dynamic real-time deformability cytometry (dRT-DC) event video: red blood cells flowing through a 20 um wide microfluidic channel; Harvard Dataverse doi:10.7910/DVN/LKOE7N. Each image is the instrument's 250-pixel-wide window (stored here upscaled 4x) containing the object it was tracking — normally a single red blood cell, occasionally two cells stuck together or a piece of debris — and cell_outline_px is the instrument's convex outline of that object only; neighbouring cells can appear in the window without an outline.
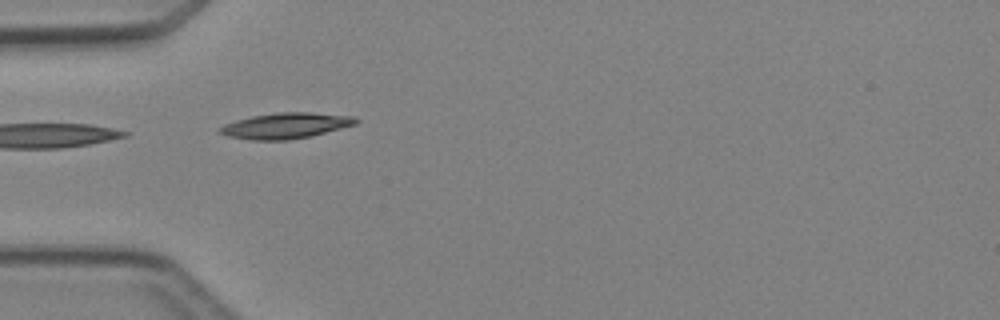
{"species": "Egyptian fruit bat (a non-hibernating species)", "species_latin": "Rousettus aegyptiacus", "temperature_condition": "cold", "stored_images_in_passage": 6, "camera_frame_rate_fps": 3000, "um_per_image_px": 0.085, "animal": {"sex": "female"}, "frame": {"image": 1, "passage_image": 4, "time_ms": 3.333, "image_size_px": [1000, 320], "cell_outline_px": [[360, 120], [356, 124], [312, 136], [288, 140], [252, 140], [228, 136], [220, 132], [220, 128], [224, 124], [236, 120], [252, 116], [276, 112], [312, 112], [356, 116]], "centroid_in_image_um": [24.34, 10.67], "position_along_channel_um": 60.7, "area_um2": 20.46}}
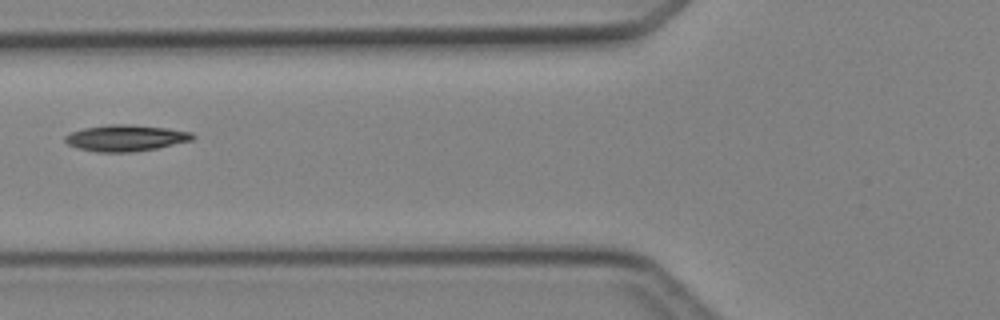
{"frame": {"image": 2, "passage_image": 5, "time_ms": 4.667, "image_size_px": [1000, 320], "cell_outline_px": [[196, 136], [192, 140], [156, 148], [132, 152], [96, 152], [76, 148], [68, 144], [64, 140], [64, 136], [72, 132], [84, 128], [108, 124], [128, 124], [168, 128], [192, 132]], "centroid_in_image_um": [10.67, 11.73], "position_along_channel_um": 115.1, "area_um2": 19.59}}
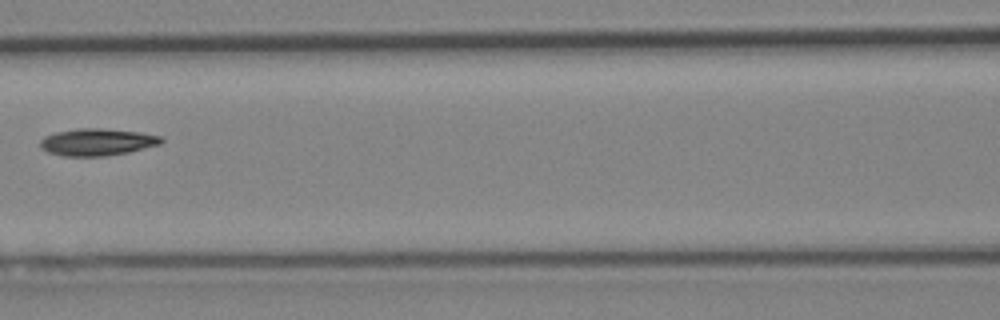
{"frame": {"image": 3, "passage_image": 6, "time_ms": 5.667, "image_size_px": [1000, 320], "cell_outline_px": [[164, 140], [160, 144], [128, 152], [104, 156], [64, 156], [48, 152], [40, 148], [40, 140], [44, 136], [56, 132], [76, 128], [104, 128], [140, 132], [160, 136]], "centroid_in_image_um": [8.23, 12.06], "position_along_channel_um": 158.4, "area_um2": 19.13}}